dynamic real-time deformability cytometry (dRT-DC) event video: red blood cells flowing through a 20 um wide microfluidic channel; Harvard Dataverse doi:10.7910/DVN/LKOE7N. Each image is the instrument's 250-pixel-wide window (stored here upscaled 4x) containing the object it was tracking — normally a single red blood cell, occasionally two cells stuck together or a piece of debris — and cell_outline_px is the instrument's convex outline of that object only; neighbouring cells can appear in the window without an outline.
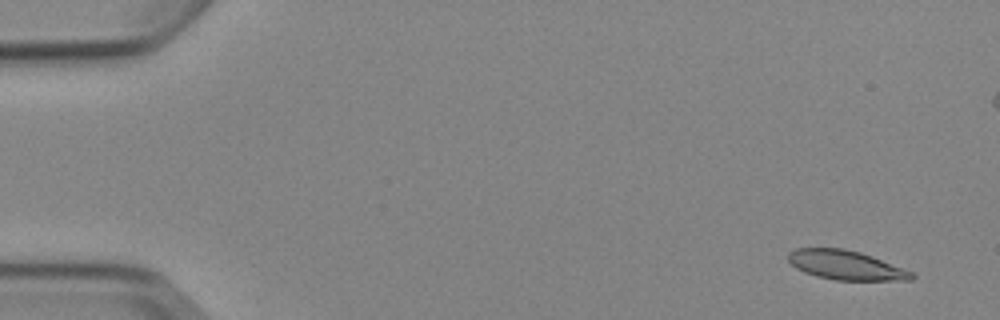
{"species": "Egyptian fruit bat (a non-hibernating species)", "species_latin": "Rousettus aegyptiacus", "temperature_condition": "cold", "stored_images_in_passage": 6, "camera_frame_rate_fps": 3000, "um_per_image_px": 0.085, "animal": {"sex": "female"}, "frame": {"image": 1, "passage_image": 1, "time_ms": 0.0, "image_size_px": [1000, 320], "cell_outline_px": [[916, 276], [912, 280], [836, 280], [816, 276], [804, 272], [796, 268], [788, 260], [788, 252], [796, 248], [844, 248], [860, 252], [872, 256], [912, 272]], "centroid_in_image_um": [71.87, 22.53], "position_along_channel_um": 13.1, "area_um2": 20.98}}
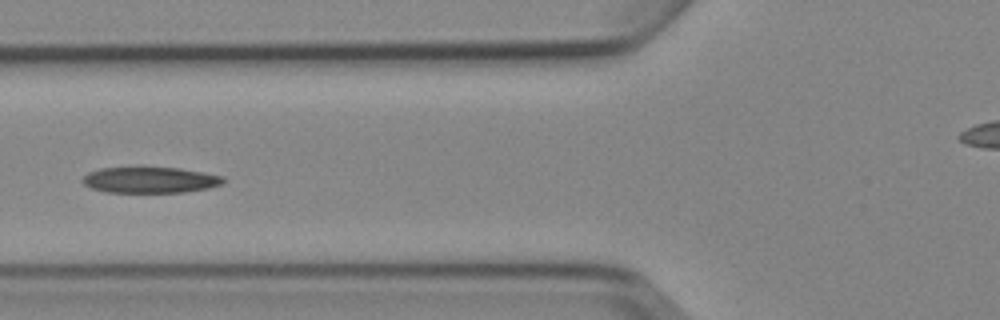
{"frame": {"image": 2, "passage_image": 6, "time_ms": 6.0, "image_size_px": [1000, 320], "cell_outline_px": [[224, 184], [208, 188], [184, 192], [104, 192], [92, 188], [84, 184], [80, 180], [88, 172], [100, 168], [180, 168], [204, 172], [224, 176]], "centroid_in_image_um": [12.77, 15.3], "position_along_channel_um": 113.0, "area_um2": 21.27}}